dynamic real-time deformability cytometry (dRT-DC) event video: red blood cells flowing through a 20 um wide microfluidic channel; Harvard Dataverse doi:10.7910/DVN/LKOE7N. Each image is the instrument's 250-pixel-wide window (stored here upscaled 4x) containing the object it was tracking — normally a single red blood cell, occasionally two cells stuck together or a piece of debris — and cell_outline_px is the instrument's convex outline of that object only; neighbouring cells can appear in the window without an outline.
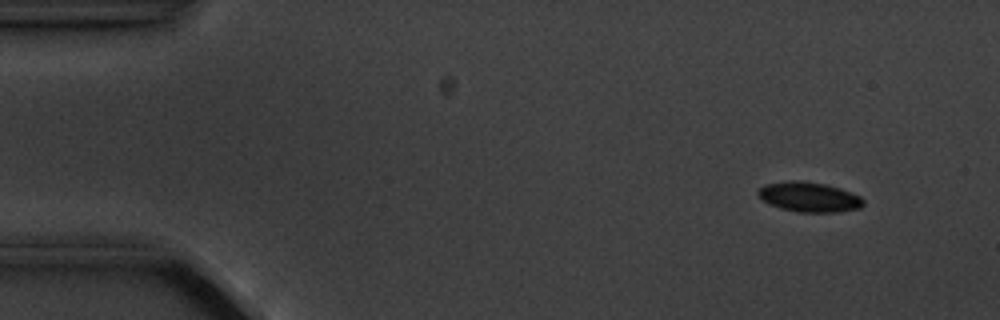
{"species": "common noctule bat (a hibernating species)", "species_latin": "Nyctalus noctula", "temperature_condition": "cold", "stored_images_in_passage": 5, "camera_frame_rate_fps": 3000, "um_per_image_px": 0.085, "animal": {"sex": "male", "body_mass_g": 20.1, "forearm_length_mm": 53.5}, "frame": {"image": 1, "passage_image": 1, "time_ms": 0.0, "image_size_px": [1000, 320], "cell_outline_px": [[864, 204], [860, 208], [840, 212], [796, 212], [780, 208], [768, 204], [756, 196], [756, 192], [764, 184], [792, 180], [800, 180], [824, 184], [840, 188], [860, 196], [864, 200]], "centroid_in_image_um": [68.74, 16.75], "position_along_channel_um": 16.3, "area_um2": 18.55}}